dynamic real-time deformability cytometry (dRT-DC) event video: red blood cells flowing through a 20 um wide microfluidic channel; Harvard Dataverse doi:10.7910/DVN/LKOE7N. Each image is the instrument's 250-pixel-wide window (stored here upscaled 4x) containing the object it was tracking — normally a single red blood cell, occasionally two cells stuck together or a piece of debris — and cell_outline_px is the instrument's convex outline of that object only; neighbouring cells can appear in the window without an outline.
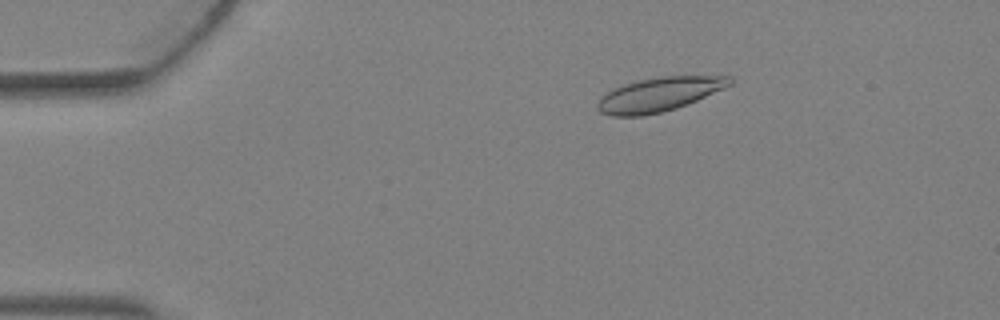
{"species": "Egyptian fruit bat (a non-hibernating species)", "species_latin": "Rousettus aegyptiacus", "temperature_condition": "warm", "stored_images_in_passage": 5, "camera_frame_rate_fps": 3000, "um_per_image_px": 0.085, "animal": {"sex": "female"}, "frame": {"image": 1, "passage_image": 5, "time_ms": 1.333, "image_size_px": [1000, 320], "cell_outline_px": [[732, 84], [724, 88], [696, 100], [676, 108], [644, 116], [612, 116], [600, 112], [596, 108], [596, 104], [600, 96], [612, 88], [624, 84], [640, 80], [660, 76], [732, 76]], "centroid_in_image_um": [55.97, 8.02], "position_along_channel_um": 29.0, "area_um2": 26.18}}